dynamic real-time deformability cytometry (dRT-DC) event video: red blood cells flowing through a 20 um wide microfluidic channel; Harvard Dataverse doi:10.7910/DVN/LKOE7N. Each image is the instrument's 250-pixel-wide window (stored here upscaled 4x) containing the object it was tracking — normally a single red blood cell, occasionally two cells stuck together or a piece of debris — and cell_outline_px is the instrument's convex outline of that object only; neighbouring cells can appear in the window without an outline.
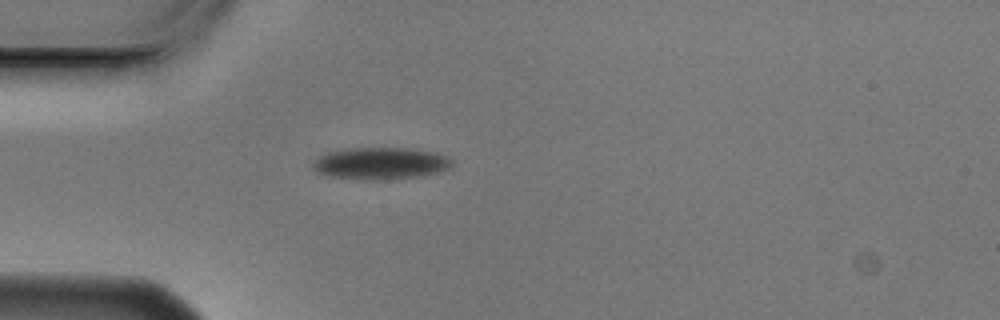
{"species": "Egyptian fruit bat (a non-hibernating species)", "species_latin": "Rousettus aegyptiacus", "temperature_condition": "cold", "stored_images_in_passage": 4, "camera_frame_rate_fps": 3000, "um_per_image_px": 0.085, "animal": {"sex": "male"}, "frame": {"image": 1, "passage_image": 4, "time_ms": 1.0, "image_size_px": [1000, 320], "cell_outline_px": [[452, 168], [440, 172], [420, 176], [384, 180], [364, 180], [328, 176], [316, 172], [312, 168], [312, 164], [320, 156], [328, 152], [352, 148], [408, 148], [432, 152], [448, 156], [452, 160]], "centroid_in_image_um": [32.37, 13.9], "position_along_channel_um": 52.6, "area_um2": 26.07}}